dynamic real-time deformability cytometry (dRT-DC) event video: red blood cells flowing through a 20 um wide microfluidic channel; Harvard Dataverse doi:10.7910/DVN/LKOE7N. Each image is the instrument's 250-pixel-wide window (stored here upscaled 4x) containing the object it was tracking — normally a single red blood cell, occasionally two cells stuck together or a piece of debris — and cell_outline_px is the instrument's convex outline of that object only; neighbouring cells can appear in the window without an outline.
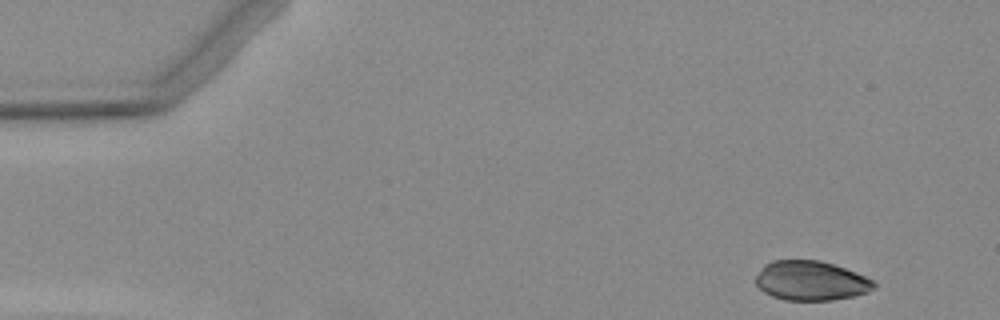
{"species": "Egyptian fruit bat (a non-hibernating species)", "species_latin": "Rousettus aegyptiacus", "temperature_condition": "warm", "stored_images_in_passage": 5, "camera_frame_rate_fps": 3000, "um_per_image_px": 0.085, "animal": {"sex": "female"}, "frame": {"image": 1, "passage_image": 1, "time_ms": 0.0, "image_size_px": [1000, 320], "cell_outline_px": [[876, 288], [868, 292], [852, 296], [832, 300], [784, 300], [772, 296], [764, 292], [756, 284], [756, 276], [760, 268], [764, 264], [772, 260], [820, 260], [856, 272], [872, 280], [876, 284]], "centroid_in_image_um": [68.91, 23.86], "position_along_channel_um": 16.1, "area_um2": 27.22}}
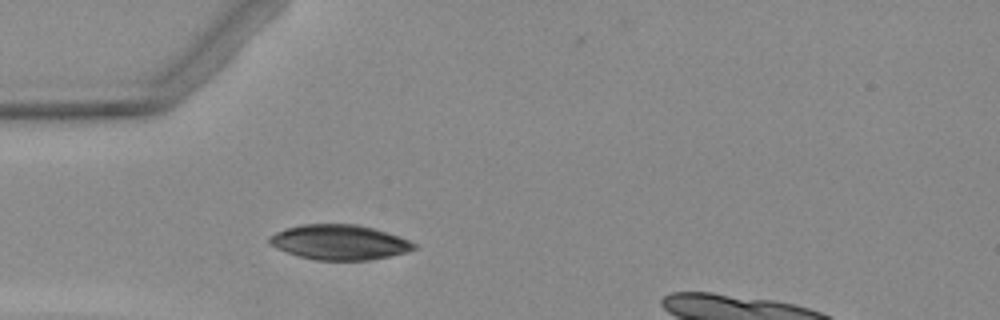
{"frame": {"image": 2, "passage_image": 4, "time_ms": 3.667, "image_size_px": [1000, 320], "cell_outline_px": [[416, 248], [404, 252], [388, 256], [368, 260], [316, 260], [300, 256], [276, 248], [268, 240], [268, 236], [284, 228], [300, 224], [356, 224], [372, 228], [400, 236], [416, 244]], "centroid_in_image_um": [28.82, 20.58], "position_along_channel_um": 56.2, "area_um2": 29.25}}